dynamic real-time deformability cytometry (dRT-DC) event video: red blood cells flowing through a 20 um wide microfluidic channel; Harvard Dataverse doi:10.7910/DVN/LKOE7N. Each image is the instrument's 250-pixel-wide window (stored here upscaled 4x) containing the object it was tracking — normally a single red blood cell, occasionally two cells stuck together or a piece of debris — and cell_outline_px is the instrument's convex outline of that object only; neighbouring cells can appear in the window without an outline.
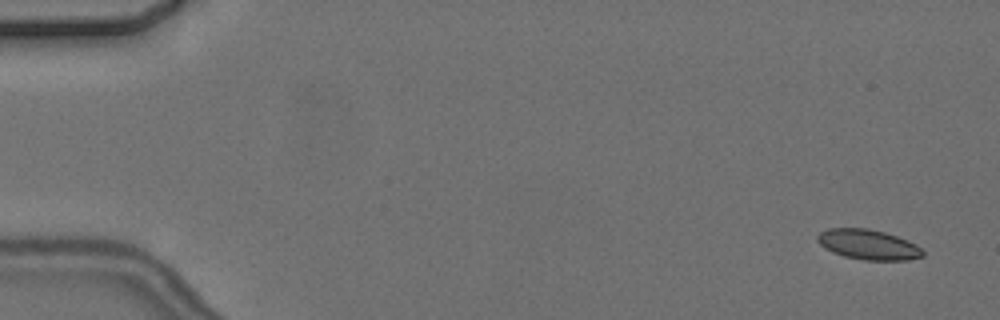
{"species": "common noctule bat (a hibernating species)", "species_latin": "Nyctalus noctula", "temperature_condition": "cold", "stored_images_in_passage": 5, "camera_frame_rate_fps": 3000, "um_per_image_px": 0.085, "animal": {"sex": "female", "body_mass_g": 24.6, "forearm_length_mm": 56.2}, "frame": {"image": 1, "passage_image": 1, "time_ms": 0.0, "image_size_px": [1000, 320], "cell_outline_px": [[924, 256], [908, 260], [864, 260], [844, 256], [832, 252], [824, 248], [816, 240], [816, 236], [820, 232], [828, 228], [868, 228], [884, 232], [908, 240], [916, 244], [924, 252]], "centroid_in_image_um": [73.78, 20.78], "position_along_channel_um": 11.2, "area_um2": 18.55}}
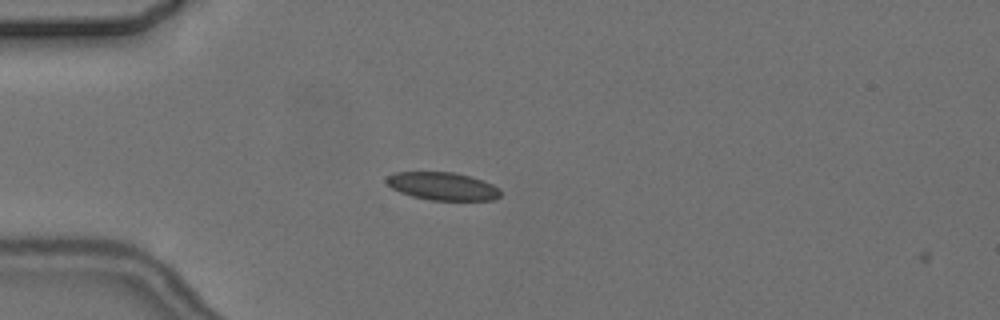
{"frame": {"image": 2, "passage_image": 4, "time_ms": 4.333, "image_size_px": [1000, 320], "cell_outline_px": [[500, 196], [492, 200], [428, 200], [412, 196], [400, 192], [392, 188], [384, 180], [388, 176], [396, 172], [456, 172], [484, 180], [500, 188]], "centroid_in_image_um": [37.63, 15.82], "position_along_channel_um": 47.4, "area_um2": 18.61}}